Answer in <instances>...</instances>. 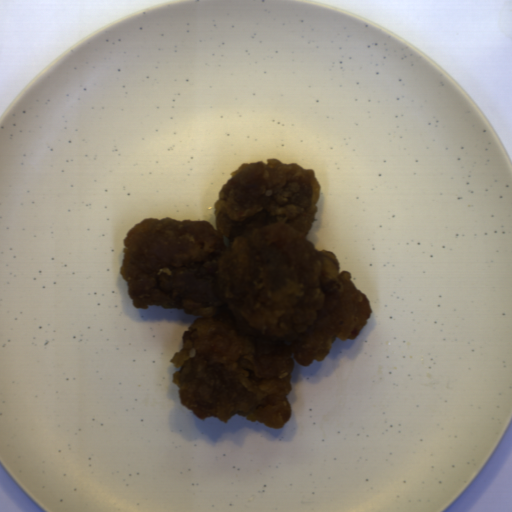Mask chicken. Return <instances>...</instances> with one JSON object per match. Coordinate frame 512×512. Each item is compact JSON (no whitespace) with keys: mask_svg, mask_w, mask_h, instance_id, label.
I'll return each mask as SVG.
<instances>
[{"mask_svg":"<svg viewBox=\"0 0 512 512\" xmlns=\"http://www.w3.org/2000/svg\"><path fill=\"white\" fill-rule=\"evenodd\" d=\"M321 195L313 168L241 164L204 219L146 218L122 243L120 276L136 309L194 315L169 362L179 402L205 421L235 415L283 430L295 360L323 362L357 340L370 299L336 253L307 239Z\"/></svg>","mask_w":512,"mask_h":512,"instance_id":"1","label":"chicken"}]
</instances>
